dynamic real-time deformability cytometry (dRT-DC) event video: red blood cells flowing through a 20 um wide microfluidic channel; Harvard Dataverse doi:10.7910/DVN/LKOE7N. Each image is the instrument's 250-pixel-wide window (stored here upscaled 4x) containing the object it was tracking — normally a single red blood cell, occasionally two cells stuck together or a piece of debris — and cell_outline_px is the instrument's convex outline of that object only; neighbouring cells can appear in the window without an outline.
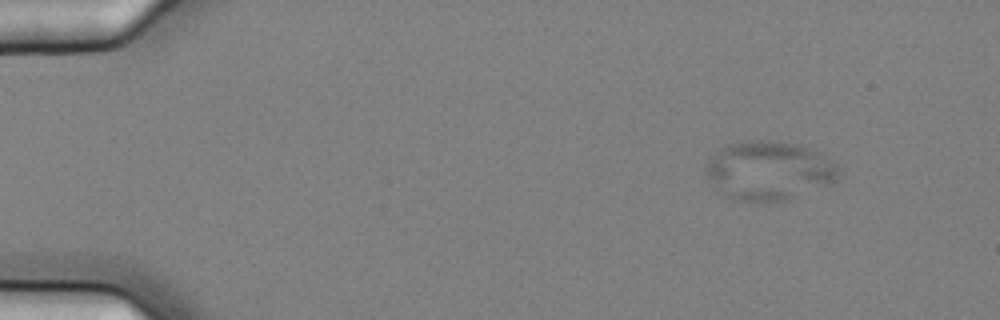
{"species": "common noctule bat (a hibernating species)", "species_latin": "Nyctalus noctula", "temperature_condition": "cold", "stored_images_in_passage": 4, "camera_frame_rate_fps": 3000, "um_per_image_px": 0.085, "animal": {"sex": "female", "body_mass_g": 25.1}, "frame": {"image": 1, "passage_image": 1, "time_ms": 0.0, "image_size_px": [1000, 320], "cell_outline_px": [[844, 172], [832, 184], [784, 200], [736, 200], [724, 196], [704, 172], [704, 164], [720, 148], [728, 144], [744, 140], [752, 140], [800, 144], [820, 152], [832, 160]], "centroid_in_image_um": [65.4, 14.48], "position_along_channel_um": 19.6, "area_um2": 45.6}}
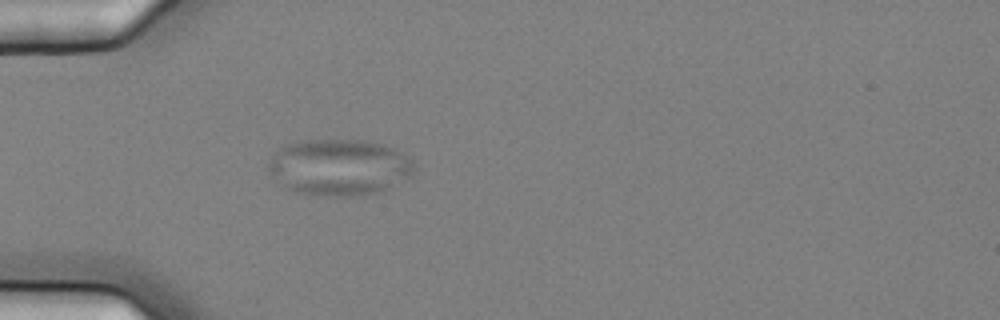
{"frame": {"image": 2, "passage_image": 4, "time_ms": 1.0, "image_size_px": [1000, 320], "cell_outline_px": [[416, 168], [412, 176], [384, 192], [360, 196], [308, 196], [292, 192], [268, 168], [268, 164], [272, 152], [288, 144], [300, 140], [364, 140], [380, 144], [392, 148], [400, 152], [412, 160]], "centroid_in_image_um": [28.87, 14.24], "position_along_channel_um": 56.1, "area_um2": 48.38}}